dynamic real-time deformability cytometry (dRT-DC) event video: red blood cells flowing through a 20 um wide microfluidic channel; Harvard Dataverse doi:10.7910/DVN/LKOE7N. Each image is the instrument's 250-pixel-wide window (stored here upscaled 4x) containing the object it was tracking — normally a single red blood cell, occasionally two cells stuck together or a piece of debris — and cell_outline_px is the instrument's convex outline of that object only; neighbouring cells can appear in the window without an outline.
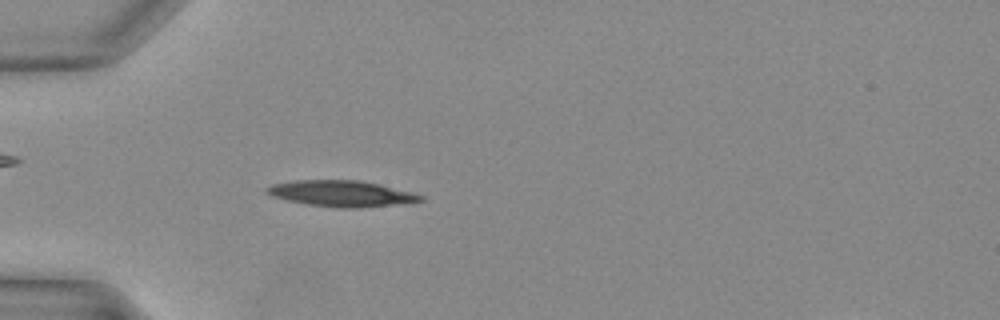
{"species": "Egyptian fruit bat (a non-hibernating species)", "species_latin": "Rousettus aegyptiacus", "temperature_condition": "warm", "stored_images_in_passage": 38, "camera_frame_rate_fps": 3000, "um_per_image_px": 0.085, "animal": {"sex": "female"}, "frame": {"image": 1, "passage_image": 11, "time_ms": 3.333, "image_size_px": [1000, 320], "cell_outline_px": [[424, 200], [392, 204], [356, 208], [340, 208], [308, 204], [288, 200], [272, 196], [264, 192], [264, 188], [272, 184], [296, 180], [360, 180], [380, 184], [412, 192], [424, 196]], "centroid_in_image_um": [28.97, 16.44], "position_along_channel_um": 56.0, "area_um2": 23.12}}
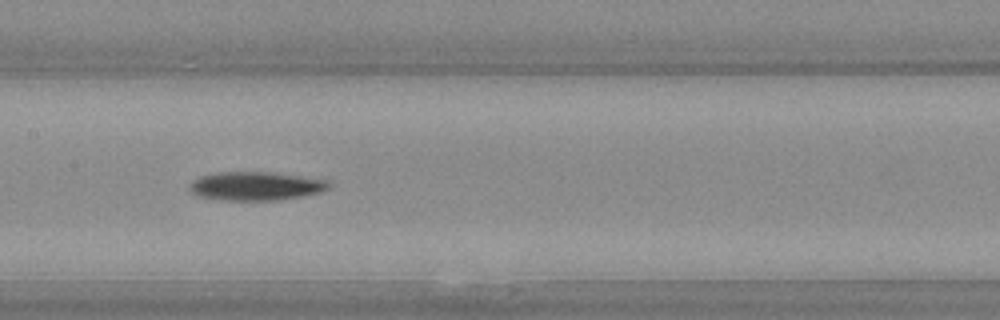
{"frame": {"image": 2, "passage_image": 19, "time_ms": 6.0, "image_size_px": [1000, 320], "cell_outline_px": [[332, 184], [324, 192], [304, 196], [280, 200], [220, 200], [196, 196], [188, 188], [188, 184], [192, 180], [200, 176], [220, 172], [268, 172], [332, 180]], "centroid_in_image_um": [21.77, 15.82], "position_along_channel_um": 185.6, "area_um2": 23.64}}
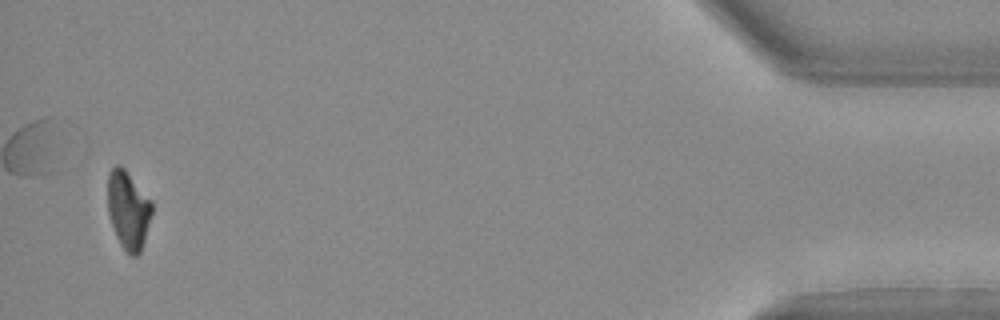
{"frame": {"image": 3, "passage_image": 37, "time_ms": 12.0, "image_size_px": [1000, 320], "cell_outline_px": [[152, 212], [144, 240], [140, 252], [136, 256], [132, 256], [120, 244], [116, 236], [108, 212], [108, 176], [112, 168], [116, 164], [120, 164], [124, 168], [152, 200]], "centroid_in_image_um": [10.9, 17.82], "position_along_channel_um": 424.3, "area_um2": 19.94}}